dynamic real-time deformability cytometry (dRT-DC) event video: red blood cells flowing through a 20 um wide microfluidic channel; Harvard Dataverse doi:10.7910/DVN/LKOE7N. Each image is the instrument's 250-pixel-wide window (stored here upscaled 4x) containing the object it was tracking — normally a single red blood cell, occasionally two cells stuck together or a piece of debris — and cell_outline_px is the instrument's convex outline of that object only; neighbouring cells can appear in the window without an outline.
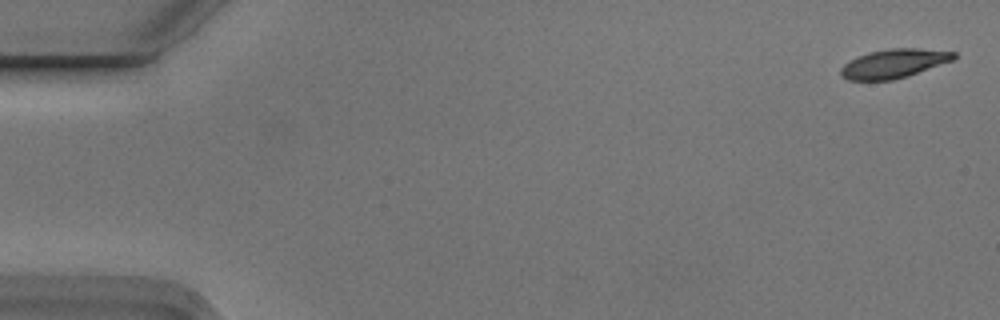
{"species": "Egyptian fruit bat (a non-hibernating species)", "species_latin": "Rousettus aegyptiacus", "temperature_condition": "cold", "stored_images_in_passage": 6, "camera_frame_rate_fps": 3000, "um_per_image_px": 0.085, "animal": {"sex": "male"}, "frame": {"image": 1, "passage_image": 1, "time_ms": 0.0, "image_size_px": [1000, 320], "cell_outline_px": [[956, 56], [952, 60], [892, 80], [848, 80], [840, 76], [840, 68], [844, 64], [856, 56], [868, 52], [888, 48], [920, 48], [956, 52]], "centroid_in_image_um": [75.9, 5.38], "position_along_channel_um": 9.1, "area_um2": 18.84}}
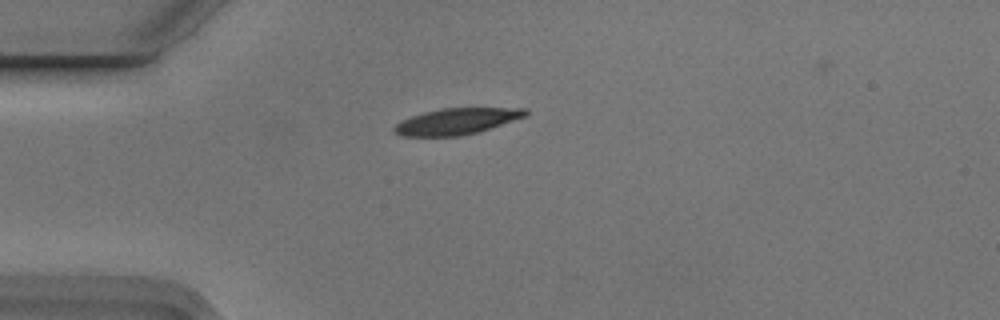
{"frame": {"image": 2, "passage_image": 4, "time_ms": 1.0, "image_size_px": [1000, 320], "cell_outline_px": [[528, 116], [476, 132], [460, 136], [400, 136], [392, 128], [400, 120], [424, 112], [440, 108], [528, 108]], "centroid_in_image_um": [38.82, 10.3], "position_along_channel_um": 46.2, "area_um2": 20.0}}